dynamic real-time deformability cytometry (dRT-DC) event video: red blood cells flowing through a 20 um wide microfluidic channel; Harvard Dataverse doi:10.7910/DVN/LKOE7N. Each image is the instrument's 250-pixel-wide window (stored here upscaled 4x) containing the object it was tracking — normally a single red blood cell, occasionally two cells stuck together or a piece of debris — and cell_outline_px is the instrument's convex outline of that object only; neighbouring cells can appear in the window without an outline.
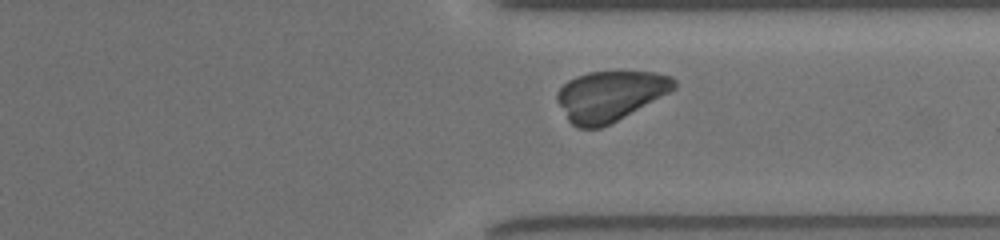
{"species": "common noctule bat (a hibernating species)", "species_latin": "Nyctalus noctula", "temperature_condition": "room temperature", "stored_images_in_passage": 30, "camera_frame_rate_fps": 3000, "um_per_image_px": 0.085, "animal": {"sex": "female", "body_mass_g": 19.5, "forearm_length_mm": 54.1}, "frame": {"image": 1, "passage_image": 26, "time_ms": 8.333, "image_size_px": [1000, 240], "cell_outline_px": [[676, 88], [624, 116], [600, 128], [580, 128], [572, 124], [568, 120], [556, 100], [556, 92], [568, 80], [576, 76], [588, 72], [656, 72], [672, 76], [676, 80]], "centroid_in_image_um": [51.82, 8.13], "position_along_channel_um": 359.6, "area_um2": 33.76}}